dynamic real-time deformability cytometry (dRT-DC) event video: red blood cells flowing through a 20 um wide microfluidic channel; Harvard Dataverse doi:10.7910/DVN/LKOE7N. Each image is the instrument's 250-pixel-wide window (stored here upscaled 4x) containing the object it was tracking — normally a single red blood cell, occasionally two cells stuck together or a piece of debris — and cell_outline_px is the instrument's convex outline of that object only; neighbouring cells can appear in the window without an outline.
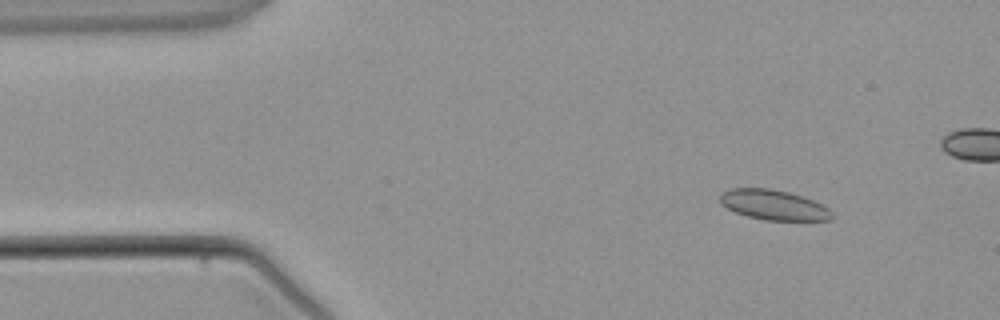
{"species": "common noctule bat (a hibernating species)", "species_latin": "Nyctalus noctula", "temperature_condition": "warm", "stored_images_in_passage": 3, "camera_frame_rate_fps": 3000, "um_per_image_px": 0.085, "animal": {"sex": "male", "body_mass_g": 21.5, "forearm_length_mm": 52.0}, "frame": {"image": 1, "passage_image": 1, "time_ms": 0.0, "image_size_px": [1000, 320], "cell_outline_px": [[832, 220], [764, 220], [748, 216], [736, 212], [720, 204], [720, 196], [728, 188], [768, 188], [788, 192], [812, 200], [828, 208], [832, 212]], "centroid_in_image_um": [65.74, 17.42], "position_along_channel_um": 19.3, "area_um2": 19.36}}
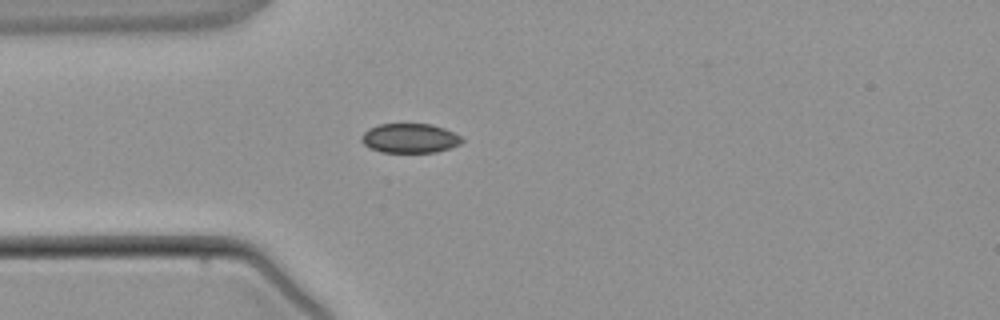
{"frame": {"image": 2, "passage_image": 3, "time_ms": 4.333, "image_size_px": [1000, 320], "cell_outline_px": [[464, 140], [460, 144], [436, 152], [380, 152], [368, 148], [360, 140], [360, 136], [368, 128], [380, 124], [432, 124], [444, 128], [460, 136]], "centroid_in_image_um": [34.79, 11.75], "position_along_channel_um": 50.2, "area_um2": 17.28}}